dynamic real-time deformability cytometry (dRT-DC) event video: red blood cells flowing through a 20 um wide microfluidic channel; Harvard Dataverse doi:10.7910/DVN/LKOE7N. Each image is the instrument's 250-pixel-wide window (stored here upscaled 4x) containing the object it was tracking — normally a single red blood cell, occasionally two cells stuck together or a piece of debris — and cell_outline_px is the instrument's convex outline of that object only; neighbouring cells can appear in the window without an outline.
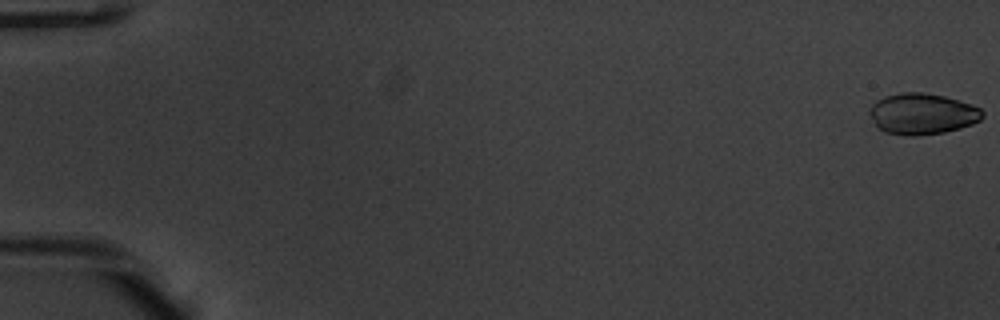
{"species": "common noctule bat (a hibernating species)", "species_latin": "Nyctalus noctula", "temperature_condition": "warm", "stored_images_in_passage": 54, "camera_frame_rate_fps": 3000, "um_per_image_px": 0.085, "animal": {"sex": "male", "body_mass_g": 20.1, "forearm_length_mm": 53.5}, "frame": {"image": 1, "passage_image": 1, "time_ms": 0.0, "image_size_px": [1000, 320], "cell_outline_px": [[984, 116], [980, 120], [972, 124], [960, 128], [944, 132], [912, 136], [884, 132], [876, 128], [868, 112], [868, 108], [876, 100], [884, 96], [900, 92], [924, 92], [944, 96], [972, 104], [980, 108], [984, 112]], "centroid_in_image_um": [78.36, 9.67], "position_along_channel_um": 6.6, "area_um2": 27.34}}
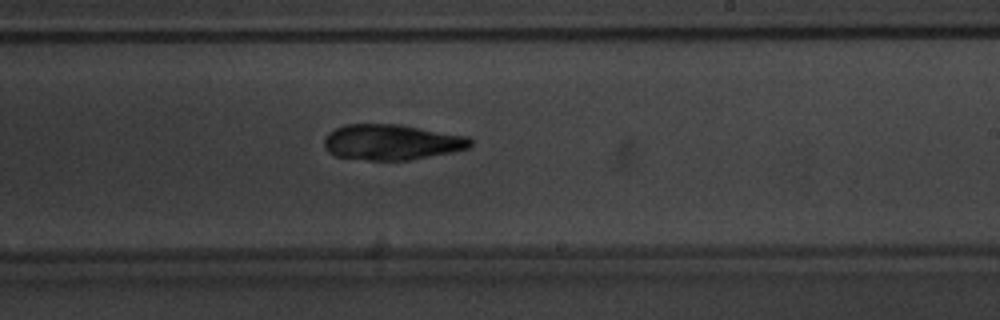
{"frame": {"image": 2, "passage_image": 34, "time_ms": 11.0, "image_size_px": [1000, 320], "cell_outline_px": [[472, 144], [468, 148], [452, 152], [408, 160], [368, 160], [336, 156], [328, 152], [324, 148], [324, 136], [328, 132], [344, 124], [400, 124], [468, 136], [472, 140]], "centroid_in_image_um": [33.27, 12.07], "position_along_channel_um": 255.7, "area_um2": 30.46}}
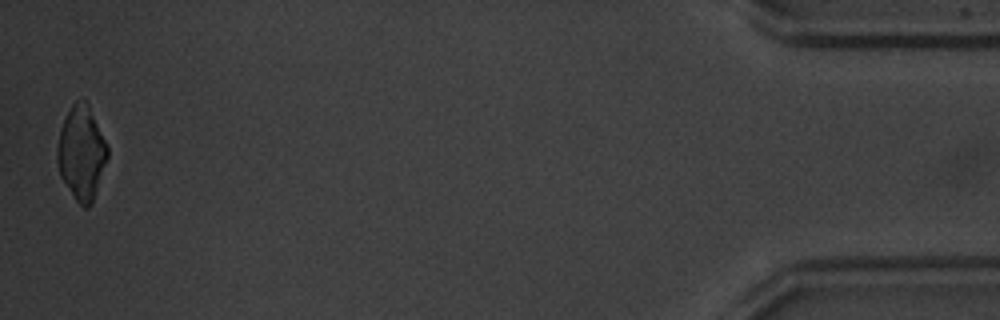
{"frame": {"image": 3, "passage_image": 54, "time_ms": 17.667, "image_size_px": [1000, 320], "cell_outline_px": [[108, 156], [92, 204], [88, 208], [84, 208], [76, 200], [60, 176], [56, 160], [56, 148], [60, 128], [72, 104], [80, 96], [88, 104], [108, 144]], "centroid_in_image_um": [6.92, 12.98], "position_along_channel_um": 428.3, "area_um2": 27.63}, "authors_computed_cell_mechanics": {"area_um2": 29.7092, "velocity_mm_per_s": 3.84, "shape_relaxation_time_tau1_ms": 4.7806, "shape_relaxation_time_tau2_ms": 4.2697, "deformation_change_tau1": 0.2015, "deformation_change_tau2": 0.1037}}